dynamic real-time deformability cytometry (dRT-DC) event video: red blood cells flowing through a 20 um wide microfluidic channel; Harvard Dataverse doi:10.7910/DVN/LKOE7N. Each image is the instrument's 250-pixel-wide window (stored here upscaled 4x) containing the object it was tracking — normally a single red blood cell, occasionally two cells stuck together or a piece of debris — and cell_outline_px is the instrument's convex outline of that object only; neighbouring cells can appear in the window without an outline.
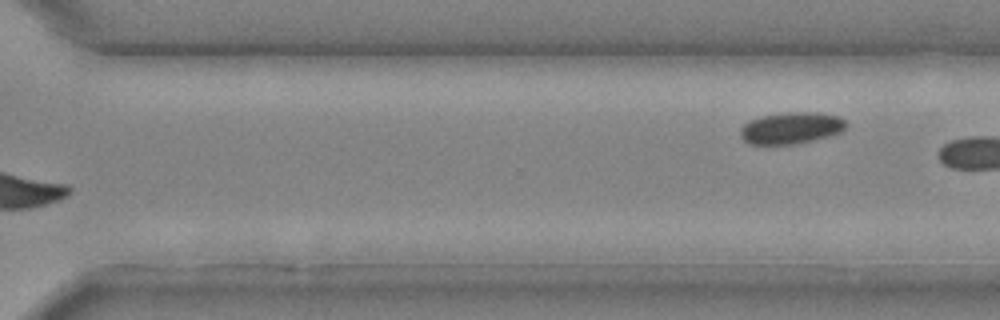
{"species": "common noctule bat (a hibernating species)", "species_latin": "Nyctalus noctula", "temperature_condition": "cold", "stored_images_in_passage": 18, "camera_frame_rate_fps": 3000, "um_per_image_px": 0.085, "animal": {"sex": "male", "body_mass_g": 20.4}, "frame": {"image": 1, "passage_image": 18, "time_ms": 5.667, "image_size_px": [1000, 320], "cell_outline_px": [[848, 124], [840, 132], [828, 136], [796, 144], [748, 144], [740, 136], [740, 128], [744, 124], [760, 116], [780, 112], [816, 112], [840, 116]], "centroid_in_image_um": [67.23, 10.87], "position_along_channel_um": 303.4, "area_um2": 19.59}}